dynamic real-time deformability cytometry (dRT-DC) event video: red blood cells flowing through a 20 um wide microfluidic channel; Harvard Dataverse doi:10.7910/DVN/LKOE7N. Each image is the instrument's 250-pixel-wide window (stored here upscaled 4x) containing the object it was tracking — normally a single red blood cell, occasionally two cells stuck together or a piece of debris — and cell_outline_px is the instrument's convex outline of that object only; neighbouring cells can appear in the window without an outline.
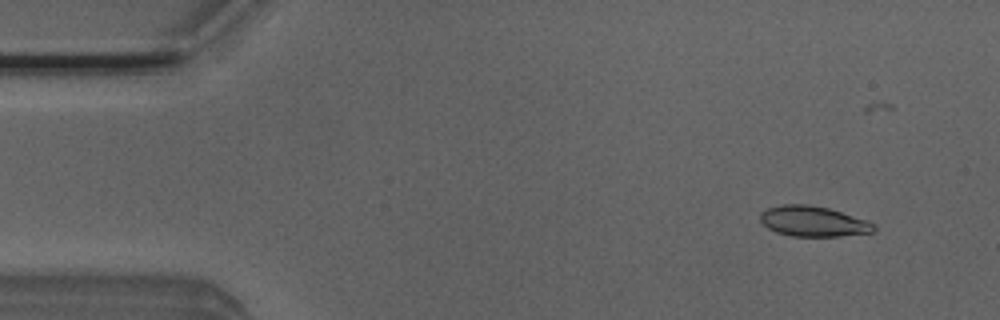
{"species": "Egyptian fruit bat (a non-hibernating species)", "species_latin": "Rousettus aegyptiacus", "temperature_condition": "room temperature", "stored_images_in_passage": 8, "camera_frame_rate_fps": 3000, "um_per_image_px": 0.085, "animal": {"sex": "male"}, "frame": {"image": 1, "passage_image": 2, "time_ms": 0.333, "image_size_px": [1000, 320], "cell_outline_px": [[876, 228], [872, 232], [840, 236], [792, 236], [776, 232], [768, 228], [760, 220], [760, 212], [768, 208], [784, 204], [808, 204], [828, 208], [868, 220], [876, 224]], "centroid_in_image_um": [69.13, 18.81], "position_along_channel_um": 15.9, "area_um2": 20.11}}